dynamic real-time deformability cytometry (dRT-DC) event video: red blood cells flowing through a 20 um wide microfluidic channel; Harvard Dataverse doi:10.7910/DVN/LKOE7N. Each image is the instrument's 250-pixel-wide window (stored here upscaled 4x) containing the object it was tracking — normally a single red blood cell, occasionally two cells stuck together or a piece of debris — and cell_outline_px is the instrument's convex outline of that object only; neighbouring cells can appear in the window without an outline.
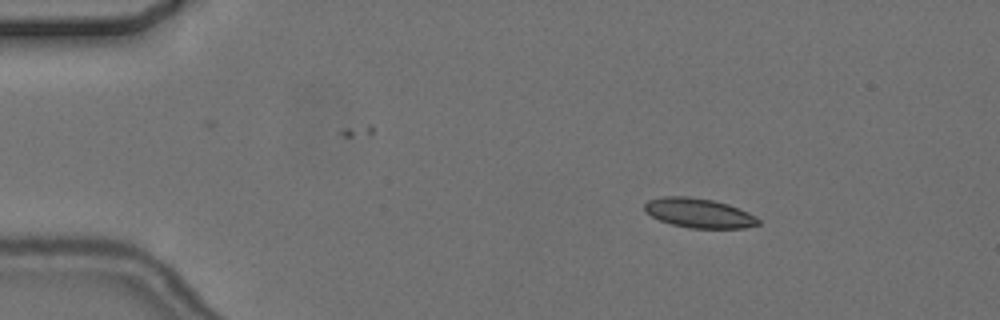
{"species": "common noctule bat (a hibernating species)", "species_latin": "Nyctalus noctula", "temperature_condition": "cold", "stored_images_in_passage": 3, "camera_frame_rate_fps": 3000, "um_per_image_px": 0.085, "animal": {"sex": "female", "body_mass_g": 24.6, "forearm_length_mm": 56.2}, "frame": {"image": 1, "passage_image": 1, "time_ms": 0.0, "image_size_px": [1000, 320], "cell_outline_px": [[760, 224], [744, 228], [688, 228], [672, 224], [660, 220], [652, 216], [644, 208], [644, 204], [648, 200], [664, 196], [688, 196], [712, 200], [728, 204], [748, 212], [756, 216], [760, 220]], "centroid_in_image_um": [59.43, 18.11], "position_along_channel_um": 25.6, "area_um2": 19.48}}